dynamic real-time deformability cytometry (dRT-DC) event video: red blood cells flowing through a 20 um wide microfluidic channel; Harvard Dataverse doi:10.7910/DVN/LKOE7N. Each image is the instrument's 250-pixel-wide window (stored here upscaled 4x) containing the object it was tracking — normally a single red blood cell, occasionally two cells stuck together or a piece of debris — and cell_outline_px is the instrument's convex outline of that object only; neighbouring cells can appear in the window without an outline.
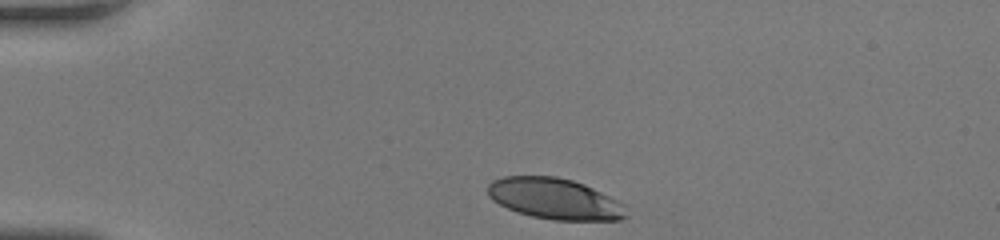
{"species": "human", "species_latin": "Homo sapiens", "temperature_condition": "room temperature", "stored_images_in_passage": 31, "camera_frame_rate_fps": 3000, "um_per_image_px": 0.085, "donor": {"sex": "female"}, "frame": {"image": 1, "passage_image": 1, "time_ms": 0.0, "image_size_px": [1000, 240], "cell_outline_px": [[628, 216], [620, 220], [552, 220], [532, 216], [516, 212], [492, 200], [488, 196], [488, 184], [492, 180], [504, 176], [556, 176], [572, 180], [584, 184], [624, 204]], "centroid_in_image_um": [47.13, 16.89], "position_along_channel_um": 37.9, "area_um2": 33.06}}
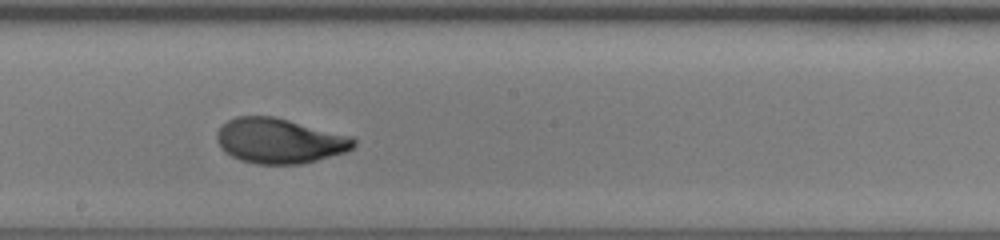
{"frame": {"image": 2, "passage_image": 18, "time_ms": 5.667, "image_size_px": [1000, 240], "cell_outline_px": [[356, 144], [352, 148], [344, 152], [316, 160], [300, 164], [256, 164], [240, 160], [232, 156], [216, 140], [216, 132], [228, 120], [236, 116], [272, 116], [352, 136], [356, 140]], "centroid_in_image_um": [23.76, 11.97], "position_along_channel_um": 224.4, "area_um2": 35.55}}
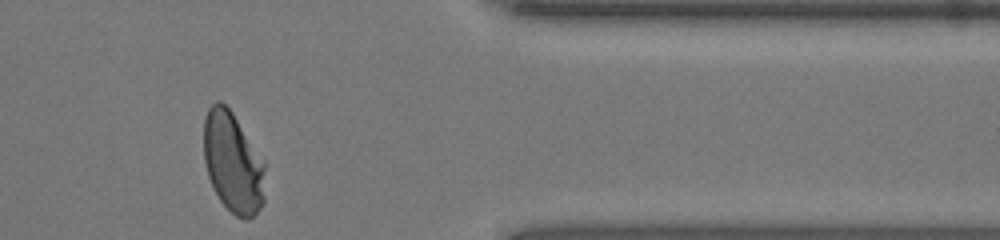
{"frame": {"image": 3, "passage_image": 31, "time_ms": 10.0, "image_size_px": [1000, 240], "cell_outline_px": [[264, 204], [248, 220], [244, 220], [236, 216], [220, 200], [208, 176], [204, 160], [204, 120], [208, 108], [216, 100], [220, 100], [232, 112], [264, 160]], "centroid_in_image_um": [19.8, 13.81], "position_along_channel_um": 391.6, "area_um2": 35.84}, "authors_computed_cell_mechanics": {"area_um2": 35.7204, "velocity_mm_per_s": 4.2435, "shape_relaxation_time_tau1_ms": 4.1399, "shape_relaxation_time_tau2_ms": null, "deformation_change_tau1": 0.2055, "deformation_change_tau2": null}}